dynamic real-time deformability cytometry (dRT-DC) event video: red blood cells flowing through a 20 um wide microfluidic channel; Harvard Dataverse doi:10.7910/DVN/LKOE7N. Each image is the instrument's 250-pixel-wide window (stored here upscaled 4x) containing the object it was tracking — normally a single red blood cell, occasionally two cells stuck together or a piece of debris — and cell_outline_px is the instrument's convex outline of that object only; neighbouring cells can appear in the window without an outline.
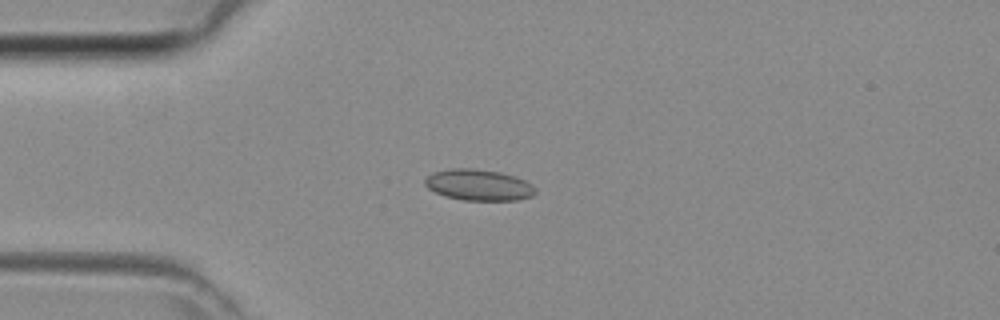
{"species": "common noctule bat (a hibernating species)", "species_latin": "Nyctalus noctula", "temperature_condition": "room temperature", "stored_images_in_passage": 45, "camera_frame_rate_fps": 3000, "um_per_image_px": 0.085, "animal": {"sex": "female", "body_mass_g": 29.2, "forearm_length_mm": 56.3}, "frame": {"image": 1, "passage_image": 12, "time_ms": 3.667, "image_size_px": [1000, 320], "cell_outline_px": [[536, 192], [532, 196], [516, 200], [464, 200], [444, 196], [428, 188], [424, 184], [424, 180], [432, 172], [452, 168], [476, 168], [500, 172], [524, 180], [532, 184], [536, 188]], "centroid_in_image_um": [40.67, 15.71], "position_along_channel_um": 44.3, "area_um2": 20.06}}
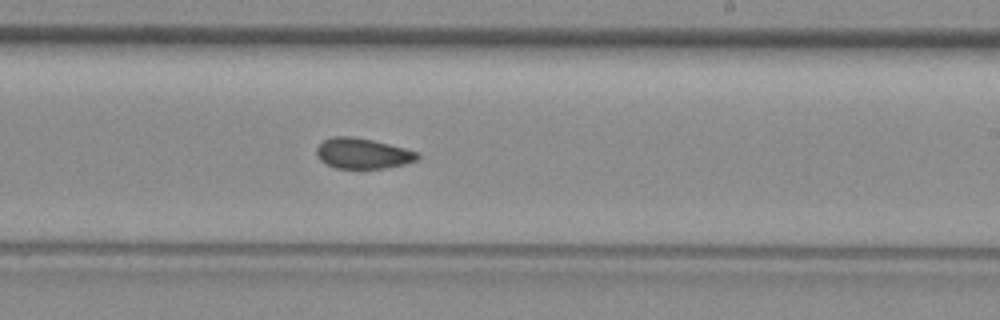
{"frame": {"image": 2, "passage_image": 27, "time_ms": 8.667, "image_size_px": [1000, 320], "cell_outline_px": [[420, 156], [416, 160], [404, 164], [384, 168], [336, 168], [320, 160], [316, 152], [316, 148], [324, 140], [332, 136], [352, 136], [372, 140], [404, 148], [416, 152]], "centroid_in_image_um": [30.8, 13.03], "position_along_channel_um": 258.2, "area_um2": 17.69}}
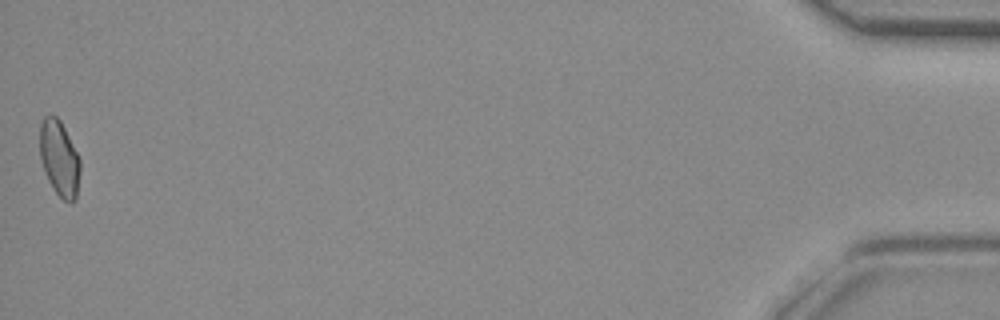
{"frame": {"image": 3, "passage_image": 45, "time_ms": 14.667, "image_size_px": [1000, 320], "cell_outline_px": [[80, 168], [76, 200], [72, 204], [64, 200], [52, 188], [48, 180], [40, 156], [40, 124], [44, 116], [56, 116], [60, 120], [80, 160]], "centroid_in_image_um": [5.04, 13.49], "position_along_channel_um": 430.2, "area_um2": 17.51}}